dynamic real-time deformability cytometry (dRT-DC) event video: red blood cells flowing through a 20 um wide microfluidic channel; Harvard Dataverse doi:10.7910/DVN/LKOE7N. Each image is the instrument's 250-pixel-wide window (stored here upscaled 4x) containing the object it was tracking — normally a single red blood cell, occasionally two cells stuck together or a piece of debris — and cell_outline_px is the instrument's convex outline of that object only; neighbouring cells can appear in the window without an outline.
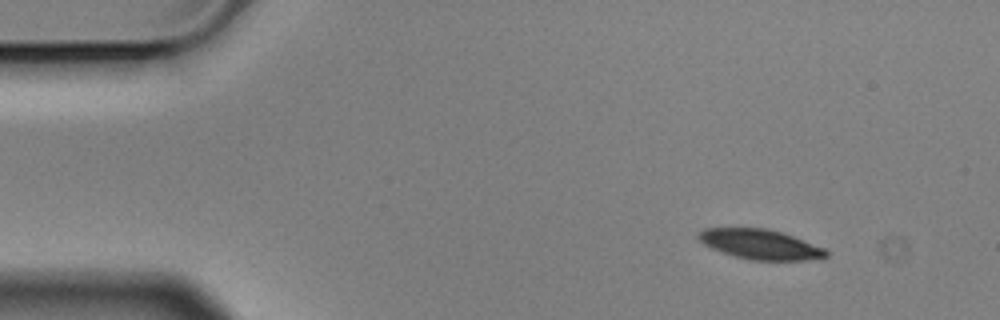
{"species": "Egyptian fruit bat (a non-hibernating species)", "species_latin": "Rousettus aegyptiacus", "temperature_condition": "cold", "stored_images_in_passage": 5, "camera_frame_rate_fps": 3000, "um_per_image_px": 0.085, "animal": {"sex": "male"}, "frame": {"image": 1, "passage_image": 2, "time_ms": 0.333, "image_size_px": [1000, 320], "cell_outline_px": [[828, 256], [820, 260], [748, 260], [712, 248], [704, 244], [696, 236], [696, 232], [704, 228], [768, 228], [792, 236], [824, 248], [828, 252]], "centroid_in_image_um": [64.63, 20.77], "position_along_channel_um": 20.4, "area_um2": 22.2}}
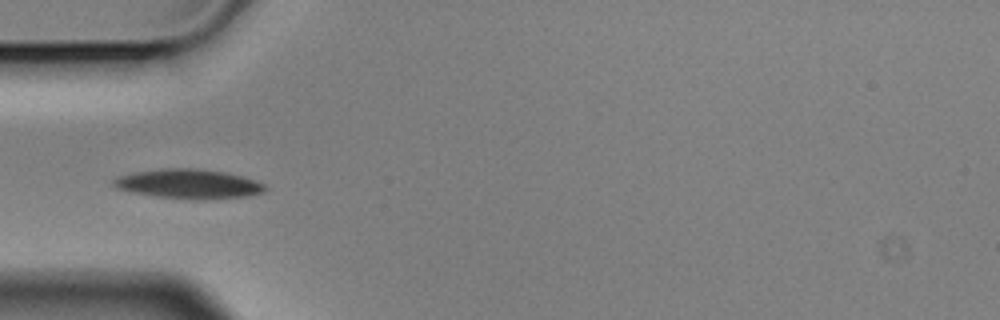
{"frame": {"image": 2, "passage_image": 5, "time_ms": 1.333, "image_size_px": [1000, 320], "cell_outline_px": [[268, 188], [264, 192], [248, 196], [204, 200], [156, 196], [132, 192], [116, 188], [112, 184], [112, 180], [116, 176], [132, 172], [160, 168], [196, 168], [224, 172], [244, 176], [256, 180], [264, 184]], "centroid_in_image_um": [16.03, 15.62], "position_along_channel_um": 69.0, "area_um2": 26.3}}